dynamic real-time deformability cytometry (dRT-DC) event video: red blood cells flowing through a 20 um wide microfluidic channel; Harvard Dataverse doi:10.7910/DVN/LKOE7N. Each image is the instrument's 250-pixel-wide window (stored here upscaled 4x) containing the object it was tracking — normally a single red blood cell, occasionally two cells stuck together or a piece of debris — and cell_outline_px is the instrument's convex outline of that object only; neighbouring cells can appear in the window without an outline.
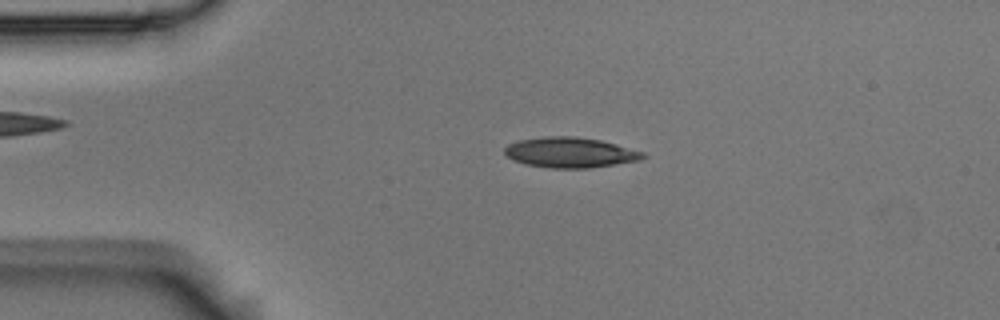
{"species": "Egyptian fruit bat (a non-hibernating species)", "species_latin": "Rousettus aegyptiacus", "temperature_condition": "room temperature", "stored_images_in_passage": 2, "camera_frame_rate_fps": 3000, "um_per_image_px": 0.085, "animal": {"sex": "male"}, "frame": {"image": 1, "passage_image": 1, "time_ms": 0.0, "image_size_px": [1000, 320], "cell_outline_px": [[648, 156], [640, 160], [588, 168], [552, 168], [524, 164], [508, 156], [504, 152], [504, 148], [508, 144], [520, 140], [544, 136], [576, 136], [600, 140], [616, 144], [644, 152]], "centroid_in_image_um": [48.48, 12.95], "position_along_channel_um": 36.5, "area_um2": 24.33}}